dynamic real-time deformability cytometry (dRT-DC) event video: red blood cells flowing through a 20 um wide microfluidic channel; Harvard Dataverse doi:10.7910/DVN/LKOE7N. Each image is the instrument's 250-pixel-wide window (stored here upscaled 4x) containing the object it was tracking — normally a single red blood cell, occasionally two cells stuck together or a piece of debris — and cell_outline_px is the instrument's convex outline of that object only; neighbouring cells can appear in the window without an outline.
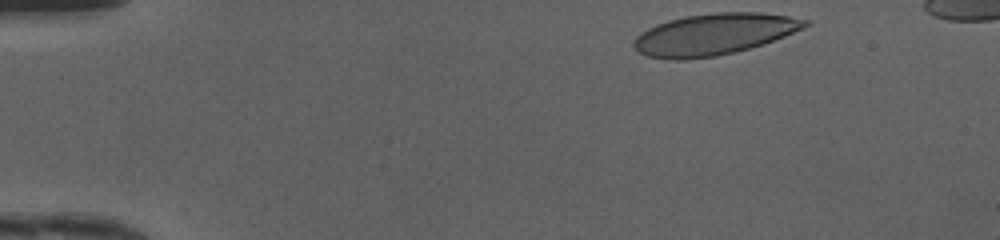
{"species": "human", "species_latin": "Homo sapiens", "temperature_condition": "cold", "stored_images_in_passage": 35, "camera_frame_rate_fps": 3000, "um_per_image_px": 0.085, "donor": {"sex": "female"}, "frame": {"image": 1, "passage_image": 1, "time_ms": 0.0, "image_size_px": [1000, 240], "cell_outline_px": [[812, 24], [804, 28], [764, 44], [716, 56], [684, 60], [672, 60], [648, 56], [640, 52], [632, 44], [636, 36], [640, 32], [656, 24], [668, 20], [684, 16], [716, 12], [760, 12], [788, 16], [812, 20]], "centroid_in_image_um": [60.71, 2.9], "position_along_channel_um": 24.3, "area_um2": 41.44}}
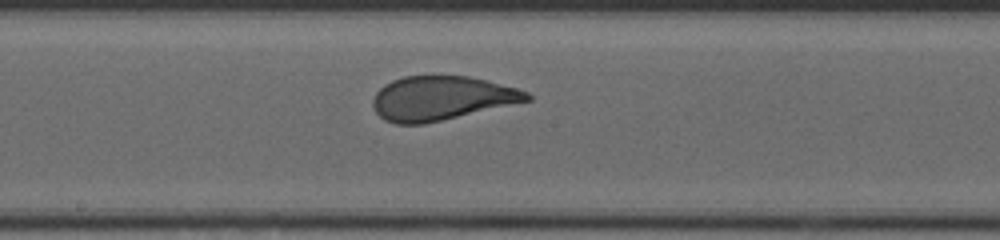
{"frame": {"image": 2, "passage_image": 21, "time_ms": 6.667, "image_size_px": [1000, 240], "cell_outline_px": [[532, 100], [424, 124], [396, 124], [384, 120], [376, 112], [372, 104], [372, 100], [376, 92], [384, 84], [392, 80], [404, 76], [468, 76], [488, 80], [516, 88], [528, 92], [532, 96]], "centroid_in_image_um": [37.51, 8.35], "position_along_channel_um": 210.7, "area_um2": 39.59}}
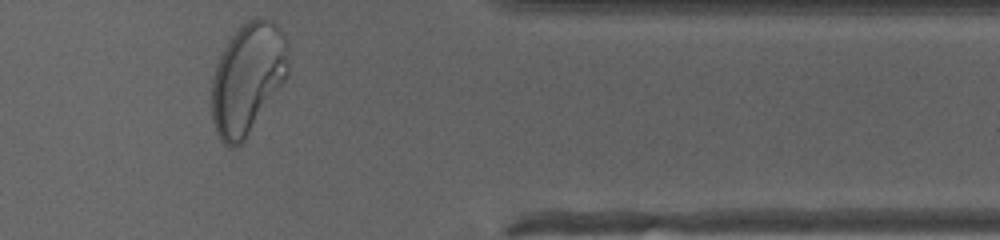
{"frame": {"image": 3, "passage_image": 35, "time_ms": 11.333, "image_size_px": [1000, 240], "cell_outline_px": [[288, 72], [284, 80], [244, 140], [236, 148], [228, 148], [220, 140], [216, 132], [212, 120], [212, 76], [216, 64], [228, 40], [248, 20], [260, 16], [276, 24], [288, 48]], "centroid_in_image_um": [21.01, 6.69], "position_along_channel_um": 390.4, "area_um2": 48.9}, "authors_computed_cell_mechanics": {"area_um2": 41.0958, "velocity_mm_per_s": 4.1755, "shape_relaxation_time_tau1_ms": 5.4474, "shape_relaxation_time_tau2_ms": null, "deformation_change_tau1": 0.2204, "deformation_change_tau2": null}}